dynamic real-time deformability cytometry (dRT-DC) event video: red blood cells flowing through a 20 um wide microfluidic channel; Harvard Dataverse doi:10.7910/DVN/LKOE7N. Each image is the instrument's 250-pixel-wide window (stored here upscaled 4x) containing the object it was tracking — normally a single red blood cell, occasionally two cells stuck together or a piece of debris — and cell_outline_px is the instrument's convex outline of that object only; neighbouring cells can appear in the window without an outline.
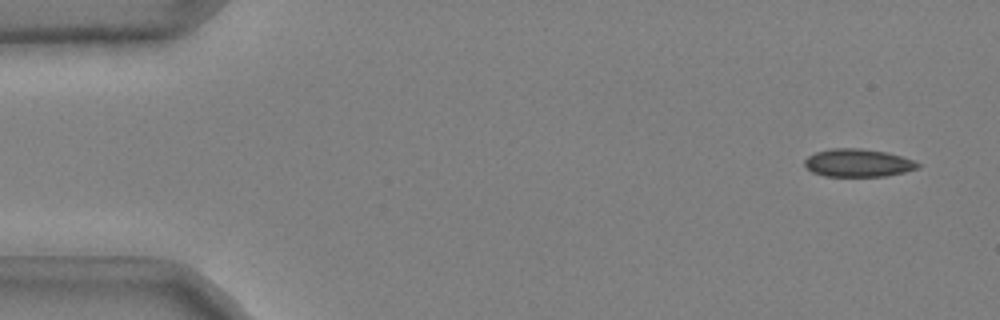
{"species": "common noctule bat (a hibernating species)", "species_latin": "Nyctalus noctula", "temperature_condition": "cold", "stored_images_in_passage": 50, "camera_frame_rate_fps": 3000, "um_per_image_px": 0.085, "animal": {"sex": "male", "body_mass_g": 20.4}, "frame": {"image": 1, "passage_image": 3, "time_ms": 0.667, "image_size_px": [1000, 320], "cell_outline_px": [[920, 168], [888, 176], [824, 176], [812, 172], [804, 164], [804, 160], [808, 156], [816, 152], [832, 148], [860, 148], [888, 152], [912, 160], [920, 164]], "centroid_in_image_um": [72.93, 13.85], "position_along_channel_um": 12.1, "area_um2": 18.44}}
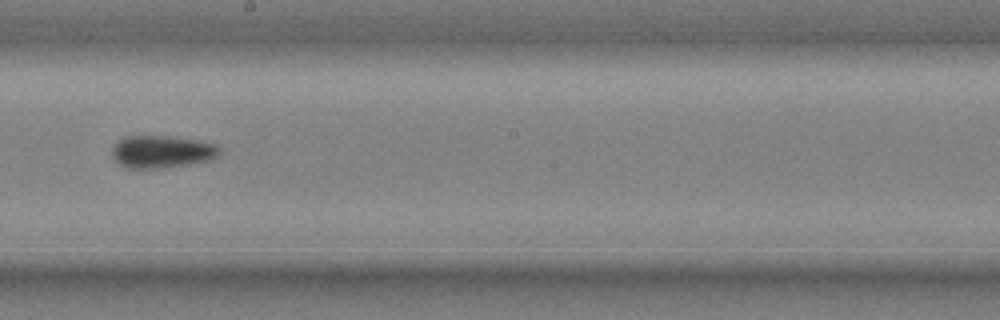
{"frame": {"image": 2, "passage_image": 30, "time_ms": 9.667, "image_size_px": [1000, 320], "cell_outline_px": [[220, 152], [212, 160], [188, 164], [160, 168], [124, 168], [112, 156], [112, 148], [124, 136], [168, 136], [196, 140], [216, 144], [220, 148]], "centroid_in_image_um": [13.76, 12.9], "position_along_channel_um": 234.4, "area_um2": 20.23}}
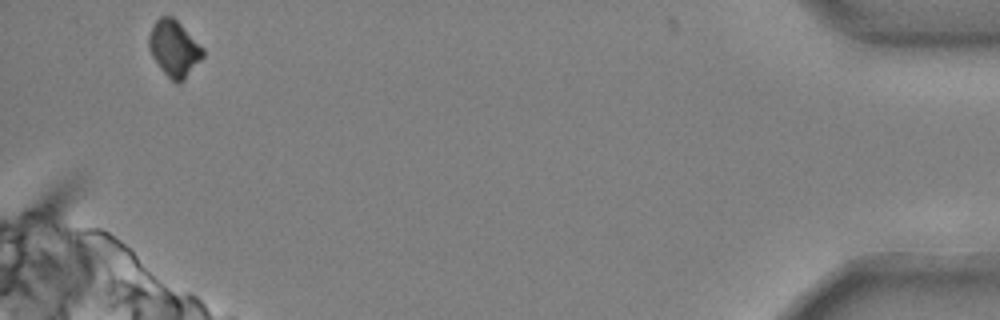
{"frame": {"image": 3, "passage_image": 50, "time_ms": 16.333, "image_size_px": [1000, 320], "cell_outline_px": [[204, 56], [184, 80], [176, 84], [160, 68], [152, 56], [148, 48], [148, 36], [156, 20], [160, 16], [172, 16], [204, 48]], "centroid_in_image_um": [14.8, 4.13], "position_along_channel_um": 420.4, "area_um2": 17.51}, "authors_computed_cell_mechanics": {"area_um2": 19.1029, "velocity_mm_per_s": 3.7217, "shape_relaxation_time_tau1_ms": 3.4031, "shape_relaxation_time_tau2_ms": 4.7393, "deformation_change_tau1": 0.0932, "deformation_change_tau2": 0.0883}}